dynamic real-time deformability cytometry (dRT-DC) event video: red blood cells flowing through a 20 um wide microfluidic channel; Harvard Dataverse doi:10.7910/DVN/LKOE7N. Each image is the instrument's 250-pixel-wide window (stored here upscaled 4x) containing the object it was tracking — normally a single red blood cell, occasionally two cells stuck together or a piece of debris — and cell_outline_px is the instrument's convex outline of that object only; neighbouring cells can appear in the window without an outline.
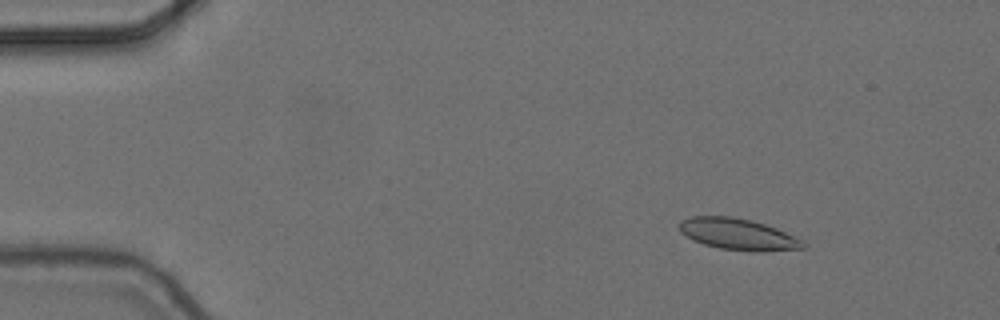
{"species": "common noctule bat (a hibernating species)", "species_latin": "Nyctalus noctula", "temperature_condition": "cold", "stored_images_in_passage": 7, "camera_frame_rate_fps": 3000, "um_per_image_px": 0.085, "animal": {"sex": "female", "body_mass_g": 24.6, "forearm_length_mm": 56.2}, "frame": {"image": 1, "passage_image": 2, "time_ms": 0.333, "image_size_px": [1000, 320], "cell_outline_px": [[808, 248], [764, 252], [752, 252], [720, 248], [704, 244], [692, 240], [680, 232], [676, 224], [680, 220], [692, 216], [732, 216], [752, 220], [776, 228], [804, 240], [808, 244]], "centroid_in_image_um": [62.75, 19.92], "position_along_channel_um": 22.2, "area_um2": 23.18}}
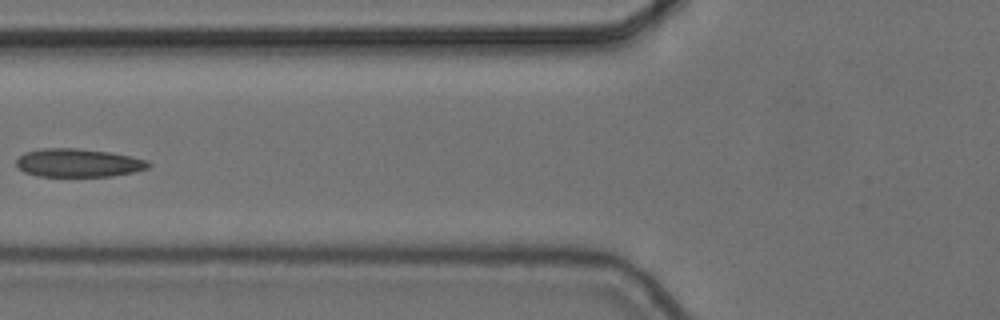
{"frame": {"image": 2, "passage_image": 6, "time_ms": 1.667, "image_size_px": [1000, 320], "cell_outline_px": [[152, 164], [148, 168], [136, 172], [112, 176], [36, 176], [24, 172], [16, 164], [16, 160], [24, 152], [44, 148], [76, 148], [108, 152], [148, 160]], "centroid_in_image_um": [6.66, 13.85], "position_along_channel_um": 119.1, "area_um2": 21.79}}
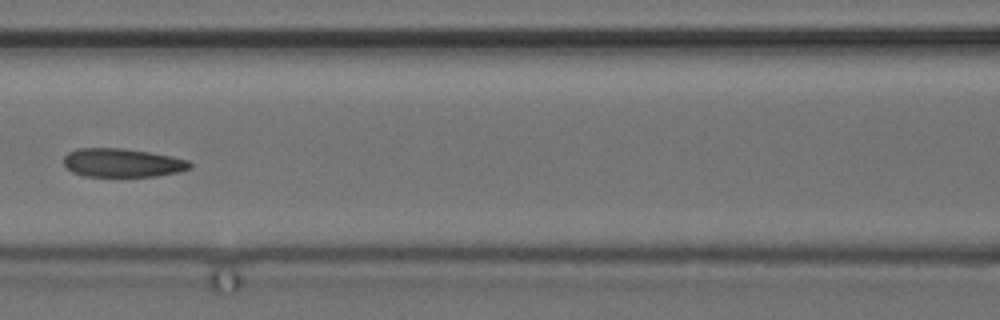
{"frame": {"image": 3, "passage_image": 7, "time_ms": 2.0, "image_size_px": [1000, 320], "cell_outline_px": [[192, 168], [180, 172], [156, 176], [84, 176], [72, 172], [64, 164], [64, 156], [68, 152], [76, 148], [124, 148], [172, 156], [188, 160], [192, 164]], "centroid_in_image_um": [10.41, 13.83], "position_along_channel_um": 156.2, "area_um2": 21.15}}